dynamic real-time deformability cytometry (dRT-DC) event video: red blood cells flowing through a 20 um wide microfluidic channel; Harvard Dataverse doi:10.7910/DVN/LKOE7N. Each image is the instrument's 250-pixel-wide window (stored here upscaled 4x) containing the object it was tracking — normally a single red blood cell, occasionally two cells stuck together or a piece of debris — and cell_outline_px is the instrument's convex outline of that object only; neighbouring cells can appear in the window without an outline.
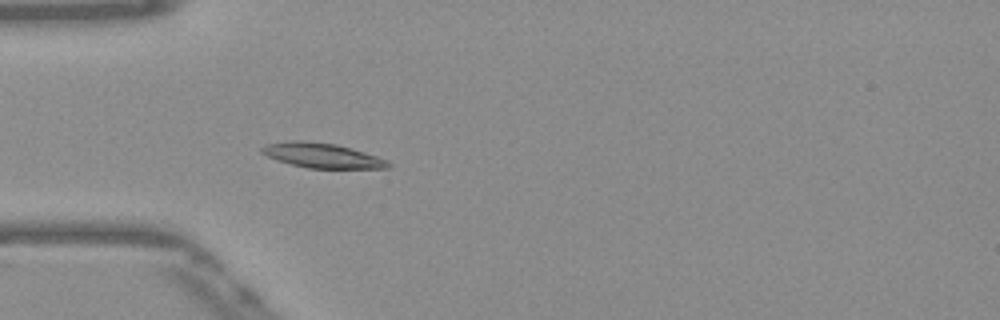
{"species": "Egyptian fruit bat (a non-hibernating species)", "species_latin": "Rousettus aegyptiacus", "temperature_condition": "warm", "stored_images_in_passage": 53, "camera_frame_rate_fps": 3000, "um_per_image_px": 0.085, "frame": {"image": 1, "passage_image": 16, "time_ms": 5.0, "image_size_px": [1000, 320], "cell_outline_px": [[392, 168], [308, 168], [276, 160], [260, 152], [260, 148], [268, 144], [292, 140], [300, 140], [336, 144], [352, 148], [388, 160], [392, 164]], "centroid_in_image_um": [27.41, 13.22], "position_along_channel_um": 57.6, "area_um2": 18.21}}
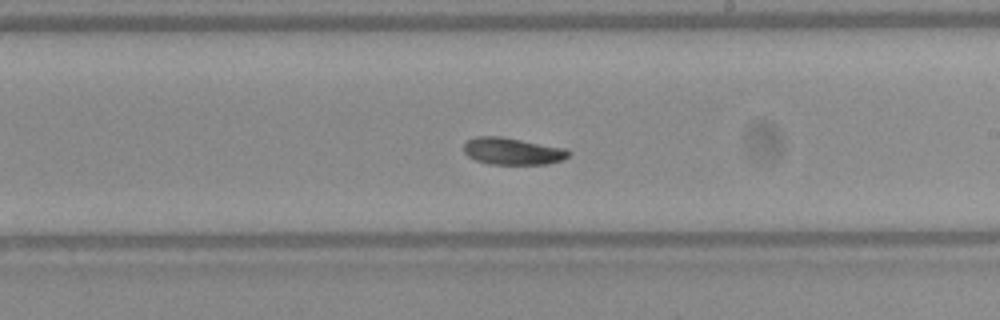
{"frame": {"image": 2, "passage_image": 31, "time_ms": 10.0, "image_size_px": [1000, 320], "cell_outline_px": [[572, 152], [568, 156], [560, 160], [548, 164], [488, 164], [476, 160], [468, 156], [464, 152], [464, 144], [468, 140], [476, 136], [500, 136], [568, 148]], "centroid_in_image_um": [43.58, 12.84], "position_along_channel_um": 245.4, "area_um2": 16.59}}
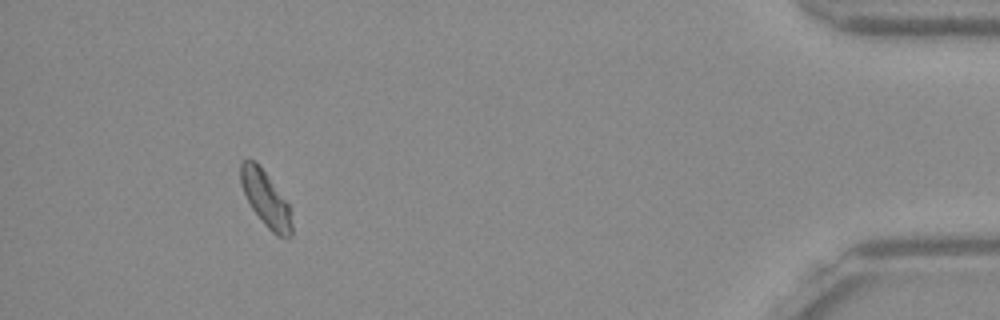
{"frame": {"image": 3, "passage_image": 49, "time_ms": 16.0, "image_size_px": [1000, 320], "cell_outline_px": [[292, 236], [288, 240], [284, 240], [276, 236], [264, 224], [252, 208], [240, 184], [240, 164], [244, 160], [252, 160], [264, 172], [288, 204], [292, 224]], "centroid_in_image_um": [22.6, 17.0], "position_along_channel_um": 412.6, "area_um2": 16.13}, "authors_computed_cell_mechanics": {"area_um2": 16.9932, "velocity_mm_per_s": 3.8327, "shape_relaxation_time_tau1_ms": 5.7271, "shape_relaxation_time_tau2_ms": null, "deformation_change_tau1": 0.1313, "deformation_change_tau2": null}}